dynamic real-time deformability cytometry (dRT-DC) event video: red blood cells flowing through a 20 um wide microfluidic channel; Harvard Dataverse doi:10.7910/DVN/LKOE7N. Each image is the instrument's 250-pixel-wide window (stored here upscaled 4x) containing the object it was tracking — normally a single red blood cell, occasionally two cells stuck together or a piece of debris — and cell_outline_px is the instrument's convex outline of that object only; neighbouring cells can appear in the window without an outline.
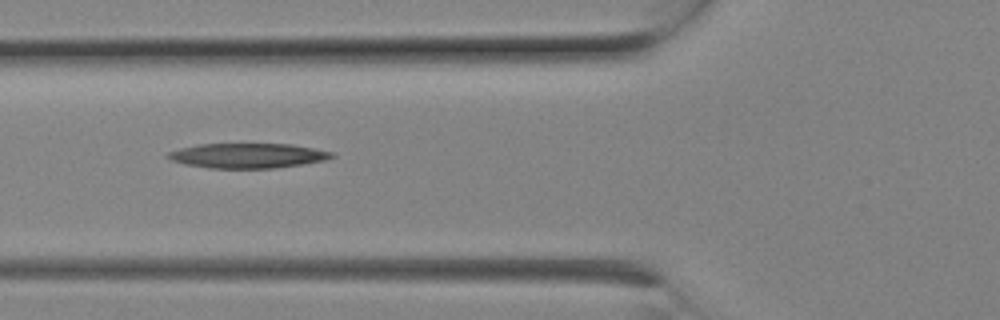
{"species": "Egyptian fruit bat (a non-hibernating species)", "species_latin": "Rousettus aegyptiacus", "temperature_condition": "room temperature", "stored_images_in_passage": 5, "camera_frame_rate_fps": 3000, "um_per_image_px": 0.085, "animal": {"sex": "female"}, "frame": {"image": 1, "passage_image": 4, "time_ms": 1.0, "image_size_px": [1000, 320], "cell_outline_px": [[336, 156], [324, 160], [304, 164], [276, 168], [208, 168], [184, 164], [172, 160], [164, 156], [168, 152], [180, 148], [200, 144], [292, 144], [336, 152]], "centroid_in_image_um": [21.08, 13.23], "position_along_channel_um": 104.7, "area_um2": 23.87}}
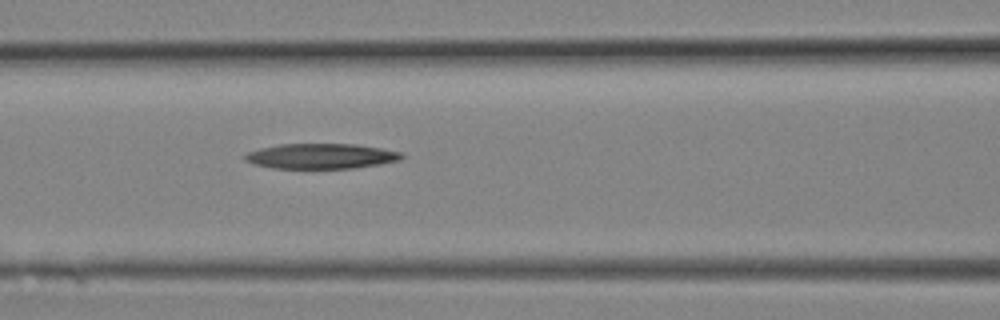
{"frame": {"image": 2, "passage_image": 5, "time_ms": 1.333, "image_size_px": [1000, 320], "cell_outline_px": [[404, 156], [400, 160], [380, 164], [356, 168], [272, 168], [256, 164], [244, 160], [244, 156], [248, 152], [260, 148], [280, 144], [356, 144], [380, 148], [400, 152]], "centroid_in_image_um": [27.3, 13.27], "position_along_channel_um": 139.3, "area_um2": 22.89}}